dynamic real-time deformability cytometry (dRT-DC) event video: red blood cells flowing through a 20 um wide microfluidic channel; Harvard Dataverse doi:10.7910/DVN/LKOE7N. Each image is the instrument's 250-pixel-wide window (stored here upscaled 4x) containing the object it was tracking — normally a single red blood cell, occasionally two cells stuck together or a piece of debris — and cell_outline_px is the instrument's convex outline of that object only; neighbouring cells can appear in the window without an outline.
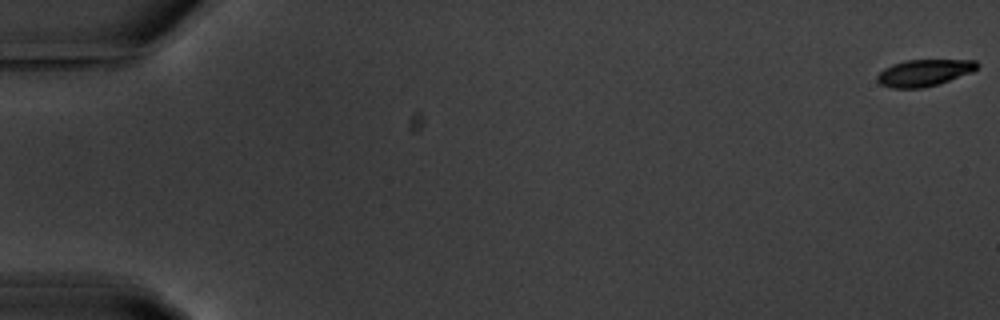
{"species": "common noctule bat (a hibernating species)", "species_latin": "Nyctalus noctula", "temperature_condition": "warm", "stored_images_in_passage": 59, "camera_frame_rate_fps": 3000, "um_per_image_px": 0.085, "animal": {"sex": "male", "body_mass_g": 20.1, "forearm_length_mm": 53.5}, "frame": {"image": 1, "passage_image": 1, "time_ms": 0.0, "image_size_px": [1000, 320], "cell_outline_px": [[980, 64], [972, 72], [936, 84], [920, 88], [892, 88], [880, 84], [876, 80], [876, 76], [884, 68], [892, 64], [908, 60], [976, 60]], "centroid_in_image_um": [78.52, 6.18], "position_along_channel_um": 6.5, "area_um2": 15.37}}
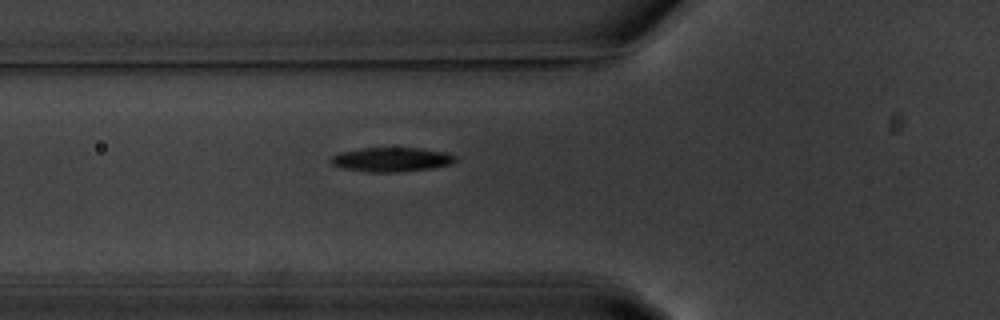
{"frame": {"image": 2, "passage_image": 22, "time_ms": 7.0, "image_size_px": [1000, 320], "cell_outline_px": [[456, 160], [452, 164], [432, 168], [400, 172], [368, 172], [340, 168], [332, 164], [328, 160], [332, 156], [340, 152], [360, 148], [420, 148], [448, 152], [456, 156]], "centroid_in_image_um": [33.27, 13.56], "position_along_channel_um": 92.5, "area_um2": 17.86}}
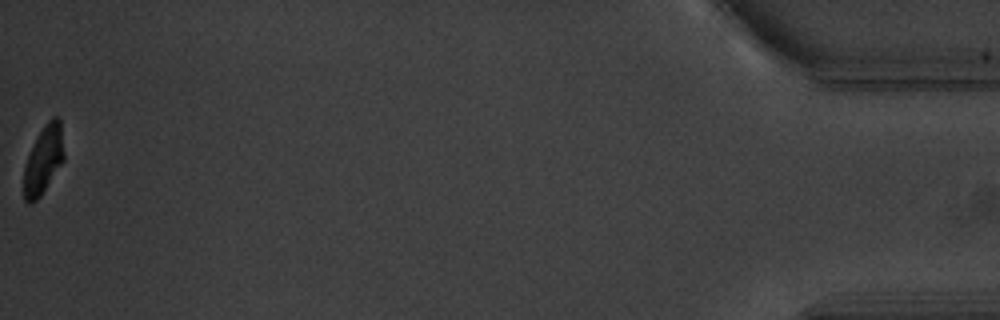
{"frame": {"image": 3, "passage_image": 58, "time_ms": 19.0, "image_size_px": [1000, 320], "cell_outline_px": [[64, 160], [40, 196], [32, 204], [28, 204], [24, 200], [24, 168], [28, 156], [44, 124], [52, 116], [60, 116], [64, 152]], "centroid_in_image_um": [3.71, 13.58], "position_along_channel_um": 431.5, "area_um2": 15.78}}